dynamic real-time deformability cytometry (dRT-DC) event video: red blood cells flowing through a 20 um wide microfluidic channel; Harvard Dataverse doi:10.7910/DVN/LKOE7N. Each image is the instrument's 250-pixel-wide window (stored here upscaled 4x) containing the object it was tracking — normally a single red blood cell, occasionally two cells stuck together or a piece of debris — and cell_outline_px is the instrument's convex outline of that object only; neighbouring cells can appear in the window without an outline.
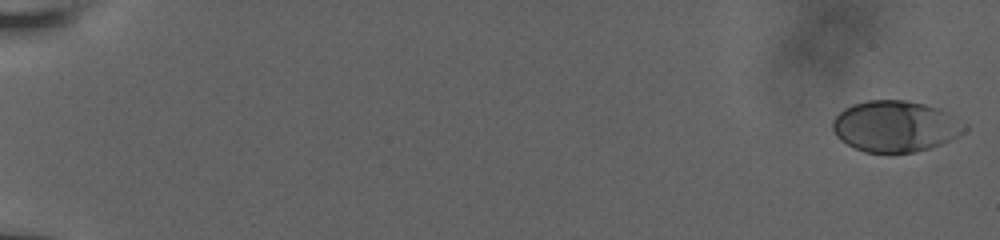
{"species": "human", "species_latin": "Homo sapiens", "temperature_condition": "room temperature", "stored_images_in_passage": 58, "camera_frame_rate_fps": 3000, "um_per_image_px": 0.085, "donor": {"sex": "male"}, "frame": {"image": 1, "passage_image": 1, "time_ms": 0.0, "image_size_px": [1000, 240], "cell_outline_px": [[968, 128], [964, 132], [940, 144], [928, 148], [912, 152], [864, 152], [840, 140], [836, 136], [832, 128], [832, 120], [844, 108], [852, 104], [868, 100], [904, 100], [924, 104], [940, 108], [948, 112], [968, 124]], "centroid_in_image_um": [76.11, 10.72], "position_along_channel_um": 8.9, "area_um2": 39.3}}
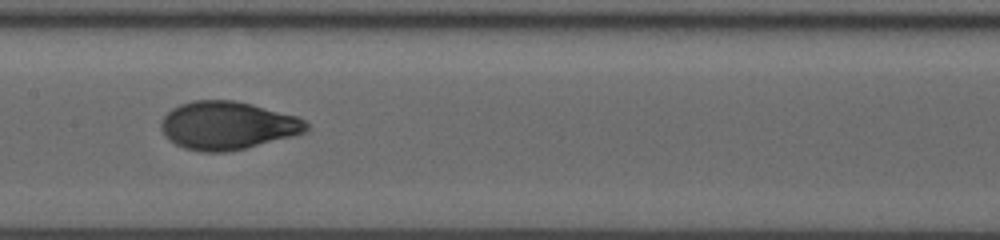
{"frame": {"image": 2, "passage_image": 32, "time_ms": 10.333, "image_size_px": [1000, 240], "cell_outline_px": [[308, 128], [304, 132], [292, 136], [244, 148], [224, 152], [200, 152], [184, 148], [168, 140], [164, 136], [160, 128], [160, 120], [172, 108], [180, 104], [192, 100], [236, 100], [252, 104], [296, 116], [304, 120], [308, 124]], "centroid_in_image_um": [19.28, 10.66], "position_along_channel_um": 188.1, "area_um2": 40.69}}
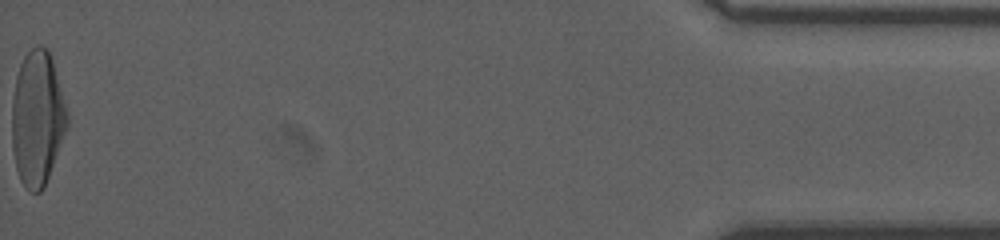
{"frame": {"image": 3, "passage_image": 58, "time_ms": 19.0, "image_size_px": [1000, 240], "cell_outline_px": [[68, 124], [44, 188], [40, 192], [28, 192], [20, 180], [16, 168], [12, 148], [12, 100], [16, 76], [20, 64], [24, 56], [36, 44], [40, 44], [48, 48], [52, 60], [68, 112]], "centroid_in_image_um": [3.16, 10.06], "position_along_channel_um": 432.0, "area_um2": 43.47}, "authors_computed_cell_mechanics": {"area_um2": 39.7953, "velocity_mm_per_s": 3.823, "shape_relaxation_time_tau1_ms": 4.0807, "shape_relaxation_time_tau2_ms": null, "deformation_change_tau1": 0.2076, "deformation_change_tau2": null}}